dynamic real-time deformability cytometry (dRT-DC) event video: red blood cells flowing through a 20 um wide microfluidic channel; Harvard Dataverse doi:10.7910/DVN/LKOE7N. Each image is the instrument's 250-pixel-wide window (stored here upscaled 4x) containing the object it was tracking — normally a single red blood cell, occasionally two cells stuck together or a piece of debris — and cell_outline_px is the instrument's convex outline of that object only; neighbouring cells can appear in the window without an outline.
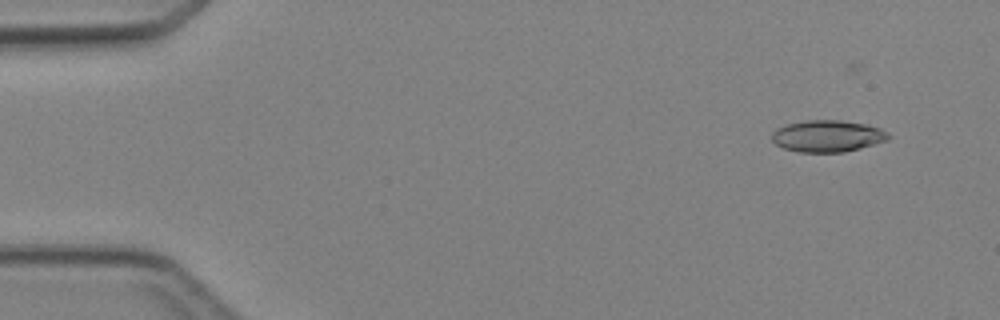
{"species": "Egyptian fruit bat (a non-hibernating species)", "species_latin": "Rousettus aegyptiacus", "temperature_condition": "cold", "stored_images_in_passage": 5, "camera_frame_rate_fps": 3000, "um_per_image_px": 0.085, "animal": {"sex": "female"}, "frame": {"image": 1, "passage_image": 2, "time_ms": 1.333, "image_size_px": [1000, 320], "cell_outline_px": [[892, 136], [888, 140], [860, 148], [844, 152], [800, 152], [784, 148], [776, 144], [772, 140], [772, 132], [776, 128], [788, 124], [804, 120], [840, 120], [868, 124], [880, 128], [888, 132]], "centroid_in_image_um": [70.37, 11.56], "position_along_channel_um": 14.6, "area_um2": 21.68}}
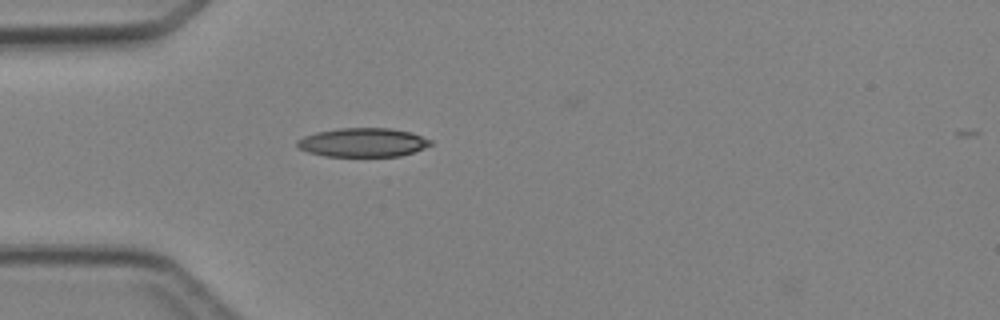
{"frame": {"image": 2, "passage_image": 5, "time_ms": 4.667, "image_size_px": [1000, 320], "cell_outline_px": [[432, 144], [424, 148], [400, 156], [324, 156], [308, 152], [300, 148], [296, 144], [296, 140], [304, 136], [316, 132], [340, 128], [392, 128], [412, 132], [432, 140]], "centroid_in_image_um": [30.85, 12.1], "position_along_channel_um": 54.1, "area_um2": 22.48}}